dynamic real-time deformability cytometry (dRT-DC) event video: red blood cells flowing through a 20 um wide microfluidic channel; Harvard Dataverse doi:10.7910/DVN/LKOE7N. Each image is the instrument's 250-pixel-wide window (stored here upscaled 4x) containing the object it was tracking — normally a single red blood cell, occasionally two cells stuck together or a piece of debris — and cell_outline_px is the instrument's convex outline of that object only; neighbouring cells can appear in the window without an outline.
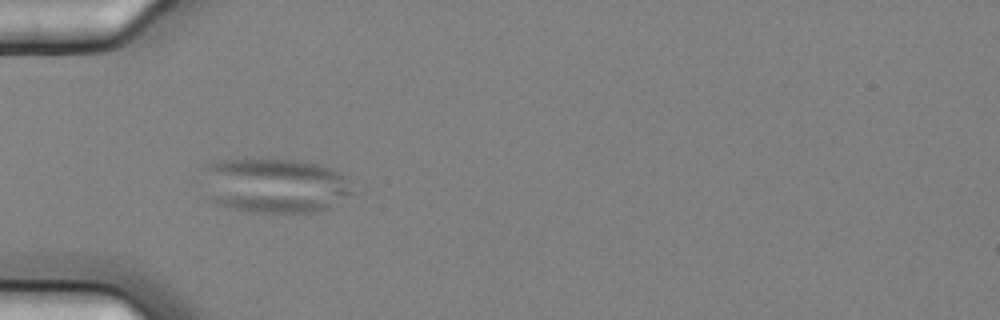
{"species": "common noctule bat (a hibernating species)", "species_latin": "Nyctalus noctula", "temperature_condition": "cold", "stored_images_in_passage": 41, "camera_frame_rate_fps": 3000, "um_per_image_px": 0.085, "animal": {"sex": "female", "body_mass_g": 25.1}, "frame": {"image": 1, "passage_image": 7, "time_ms": 2.0, "image_size_px": [1000, 320], "cell_outline_px": [[352, 192], [328, 208], [316, 212], [252, 212], [216, 204], [208, 200], [204, 196], [200, 168], [204, 164], [212, 160], [300, 160], [316, 164], [328, 168], [344, 176], [348, 180]], "centroid_in_image_um": [23.19, 15.76], "position_along_channel_um": 61.8, "area_um2": 48.26}}